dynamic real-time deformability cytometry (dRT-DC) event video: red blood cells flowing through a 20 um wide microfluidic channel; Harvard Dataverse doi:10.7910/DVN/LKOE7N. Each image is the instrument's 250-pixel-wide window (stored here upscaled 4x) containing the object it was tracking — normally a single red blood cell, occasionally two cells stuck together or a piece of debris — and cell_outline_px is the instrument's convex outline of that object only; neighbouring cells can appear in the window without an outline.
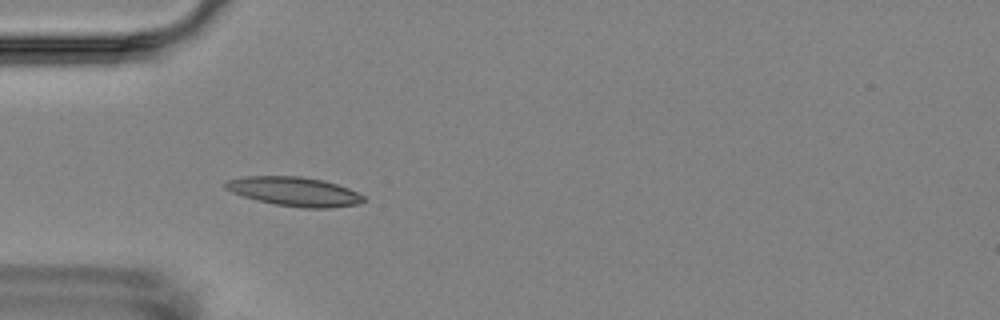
{"species": "Egyptian fruit bat (a non-hibernating species)", "species_latin": "Rousettus aegyptiacus", "temperature_condition": "room temperature", "stored_images_in_passage": 6, "camera_frame_rate_fps": 3000, "um_per_image_px": 0.085, "animal": {"sex": "female"}, "frame": {"image": 1, "passage_image": 5, "time_ms": 4.667, "image_size_px": [1000, 320], "cell_outline_px": [[368, 200], [356, 204], [332, 208], [300, 208], [276, 204], [256, 200], [232, 192], [224, 188], [224, 184], [228, 180], [240, 176], [300, 176], [324, 180], [348, 188], [364, 196]], "centroid_in_image_um": [25.02, 16.28], "position_along_channel_um": 60.0, "area_um2": 23.52}}